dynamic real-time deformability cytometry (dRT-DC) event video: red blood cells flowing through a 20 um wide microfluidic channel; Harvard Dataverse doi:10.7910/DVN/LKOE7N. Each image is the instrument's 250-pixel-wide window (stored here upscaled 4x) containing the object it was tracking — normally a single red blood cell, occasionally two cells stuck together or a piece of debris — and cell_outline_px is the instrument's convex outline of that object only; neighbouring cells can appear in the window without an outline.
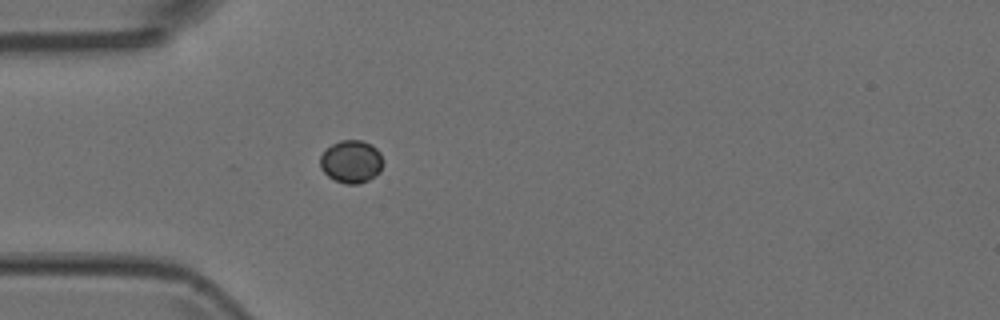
{"species": "Egyptian fruit bat (a non-hibernating species)", "species_latin": "Rousettus aegyptiacus", "temperature_condition": "room temperature", "stored_images_in_passage": 5, "camera_frame_rate_fps": 3000, "um_per_image_px": 0.085, "animal": {"sex": "female"}, "frame": {"image": 1, "passage_image": 5, "time_ms": 1.333, "image_size_px": [1000, 320], "cell_outline_px": [[380, 172], [368, 180], [360, 184], [348, 184], [336, 180], [328, 176], [320, 168], [320, 156], [332, 144], [340, 140], [360, 140], [372, 144], [380, 152]], "centroid_in_image_um": [29.84, 13.73], "position_along_channel_um": 55.2, "area_um2": 15.43}}